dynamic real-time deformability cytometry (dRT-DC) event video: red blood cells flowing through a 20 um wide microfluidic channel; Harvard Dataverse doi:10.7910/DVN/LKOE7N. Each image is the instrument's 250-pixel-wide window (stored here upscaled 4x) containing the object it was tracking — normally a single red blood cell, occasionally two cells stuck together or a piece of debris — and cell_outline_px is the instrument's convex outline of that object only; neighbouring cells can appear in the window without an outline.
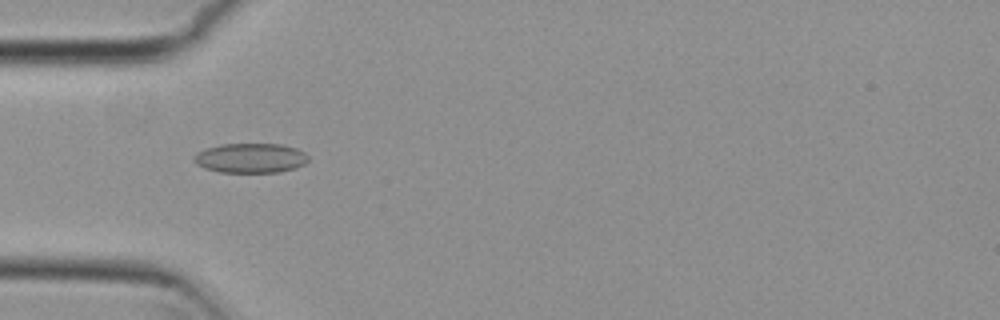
{"species": "common noctule bat (a hibernating species)", "species_latin": "Nyctalus noctula", "temperature_condition": "cold", "stored_images_in_passage": 6, "camera_frame_rate_fps": 3000, "um_per_image_px": 0.085, "animal": {"sex": "female", "body_mass_g": 29.2, "forearm_length_mm": 56.3}, "frame": {"image": 1, "passage_image": 5, "time_ms": 1.333, "image_size_px": [1000, 320], "cell_outline_px": [[308, 160], [304, 164], [296, 168], [276, 172], [220, 172], [204, 168], [196, 164], [192, 160], [196, 152], [204, 148], [220, 144], [284, 144], [296, 148], [304, 152], [308, 156]], "centroid_in_image_um": [21.26, 13.42], "position_along_channel_um": 63.7, "area_um2": 19.94}}
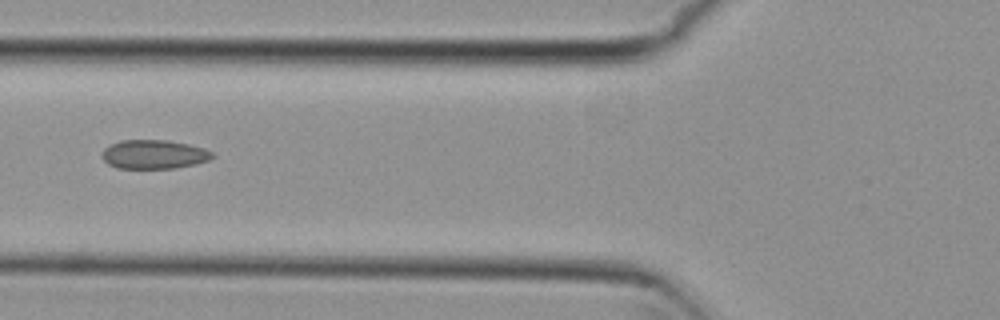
{"frame": {"image": 2, "passage_image": 6, "time_ms": 1.667, "image_size_px": [1000, 320], "cell_outline_px": [[216, 156], [208, 160], [196, 164], [176, 168], [116, 168], [108, 164], [100, 156], [104, 148], [120, 140], [168, 140], [188, 144], [204, 148], [212, 152]], "centroid_in_image_um": [13.08, 13.12], "position_along_channel_um": 112.7, "area_um2": 18.73}}